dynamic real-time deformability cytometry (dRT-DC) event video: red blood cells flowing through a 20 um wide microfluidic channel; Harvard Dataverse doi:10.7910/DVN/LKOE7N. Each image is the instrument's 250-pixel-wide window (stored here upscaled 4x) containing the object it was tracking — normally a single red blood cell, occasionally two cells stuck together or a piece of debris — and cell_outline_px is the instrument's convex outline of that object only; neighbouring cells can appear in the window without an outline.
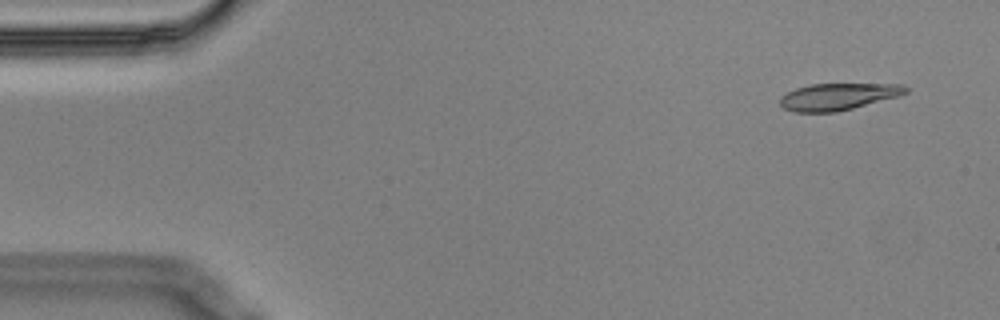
{"species": "Egyptian fruit bat (a non-hibernating species)", "species_latin": "Rousettus aegyptiacus", "temperature_condition": "cold", "stored_images_in_passage": 6, "camera_frame_rate_fps": 3000, "um_per_image_px": 0.085, "animal": {"sex": "male"}, "frame": {"image": 1, "passage_image": 2, "time_ms": 0.333, "image_size_px": [1000, 320], "cell_outline_px": [[908, 92], [900, 96], [836, 112], [796, 112], [784, 108], [780, 104], [780, 96], [796, 88], [812, 84], [904, 84], [908, 88]], "centroid_in_image_um": [71.26, 8.21], "position_along_channel_um": 13.7, "area_um2": 19.59}}
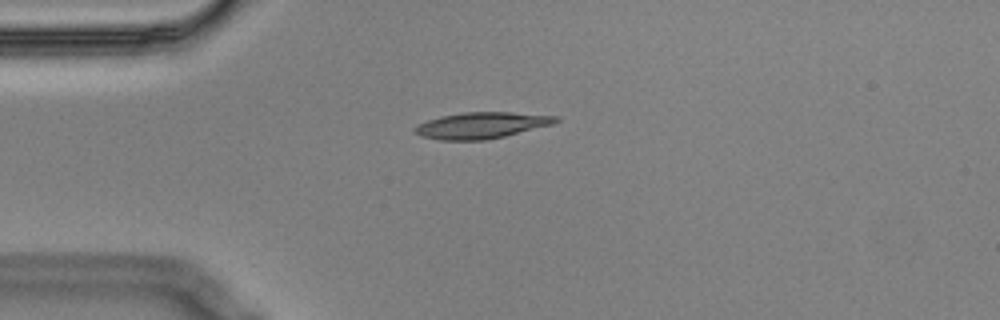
{"frame": {"image": 2, "passage_image": 5, "time_ms": 1.333, "image_size_px": [1000, 320], "cell_outline_px": [[560, 120], [552, 124], [504, 136], [484, 140], [440, 140], [420, 136], [412, 128], [416, 124], [440, 116], [464, 112], [512, 112], [560, 116]], "centroid_in_image_um": [40.9, 10.64], "position_along_channel_um": 44.1, "area_um2": 21.56}}